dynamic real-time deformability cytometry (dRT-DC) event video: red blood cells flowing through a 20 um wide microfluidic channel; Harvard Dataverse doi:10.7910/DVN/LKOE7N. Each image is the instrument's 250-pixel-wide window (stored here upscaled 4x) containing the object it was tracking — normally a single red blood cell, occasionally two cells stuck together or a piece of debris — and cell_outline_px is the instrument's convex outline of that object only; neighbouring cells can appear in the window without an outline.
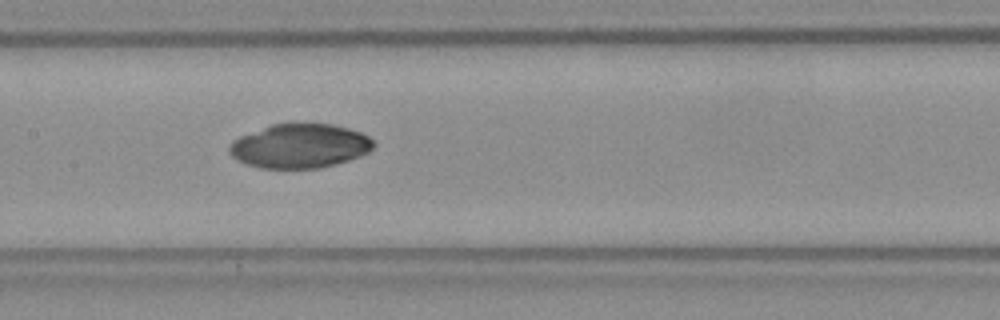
{"species": "Egyptian fruit bat (a non-hibernating species)", "species_latin": "Rousettus aegyptiacus", "temperature_condition": "room temperature", "stored_images_in_passage": 33, "camera_frame_rate_fps": 3000, "um_per_image_px": 0.085, "frame": {"image": 1, "passage_image": 12, "time_ms": 3.667, "image_size_px": [1000, 320], "cell_outline_px": [[372, 148], [368, 152], [360, 156], [336, 164], [320, 168], [260, 168], [236, 160], [228, 152], [228, 148], [232, 140], [240, 136], [272, 124], [332, 124], [348, 128], [360, 132], [368, 136], [372, 140]], "centroid_in_image_um": [25.45, 12.41], "position_along_channel_um": 181.9, "area_um2": 36.93}}